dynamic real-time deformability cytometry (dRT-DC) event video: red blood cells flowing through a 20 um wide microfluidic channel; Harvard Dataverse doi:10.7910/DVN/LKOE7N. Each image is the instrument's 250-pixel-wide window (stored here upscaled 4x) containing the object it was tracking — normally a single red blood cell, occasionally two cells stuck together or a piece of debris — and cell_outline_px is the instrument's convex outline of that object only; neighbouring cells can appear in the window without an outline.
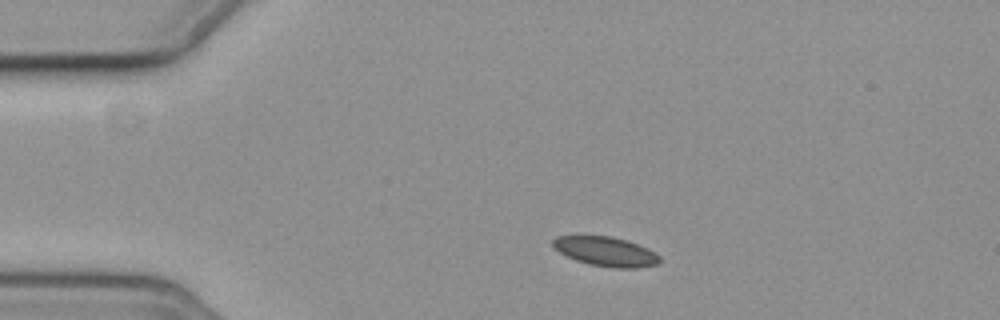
{"species": "common noctule bat (a hibernating species)", "species_latin": "Nyctalus noctula", "temperature_condition": "cold", "stored_images_in_passage": 4, "camera_frame_rate_fps": 3000, "um_per_image_px": 0.085, "animal": {"sex": "female", "body_mass_g": 19.3, "forearm_length_mm": 54.1}, "frame": {"image": 1, "passage_image": 2, "time_ms": 1.333, "image_size_px": [1000, 320], "cell_outline_px": [[660, 260], [656, 264], [640, 268], [612, 268], [588, 264], [576, 260], [560, 252], [552, 244], [552, 240], [556, 236], [580, 232], [612, 236], [628, 240], [648, 248], [656, 252], [660, 256]], "centroid_in_image_um": [51.45, 21.32], "position_along_channel_um": 33.6, "area_um2": 19.19}}
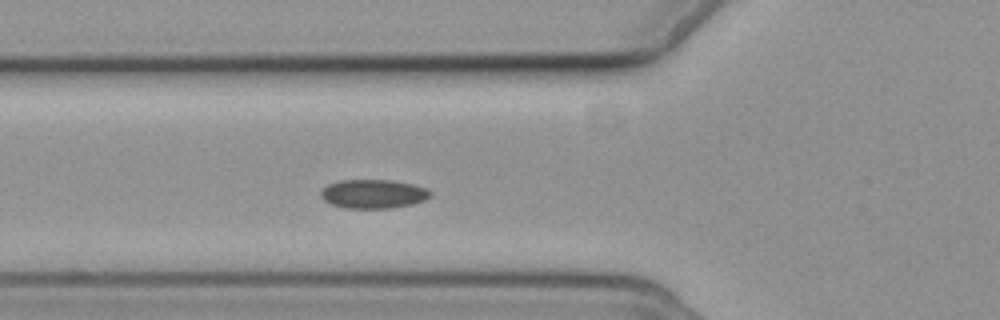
{"frame": {"image": 2, "passage_image": 4, "time_ms": 4.333, "image_size_px": [1000, 320], "cell_outline_px": [[432, 196], [424, 200], [412, 204], [392, 208], [344, 208], [332, 204], [324, 200], [320, 196], [320, 192], [328, 184], [340, 180], [392, 180], [416, 184], [428, 188], [432, 192]], "centroid_in_image_um": [31.78, 16.47], "position_along_channel_um": 94.0, "area_um2": 18.67}}